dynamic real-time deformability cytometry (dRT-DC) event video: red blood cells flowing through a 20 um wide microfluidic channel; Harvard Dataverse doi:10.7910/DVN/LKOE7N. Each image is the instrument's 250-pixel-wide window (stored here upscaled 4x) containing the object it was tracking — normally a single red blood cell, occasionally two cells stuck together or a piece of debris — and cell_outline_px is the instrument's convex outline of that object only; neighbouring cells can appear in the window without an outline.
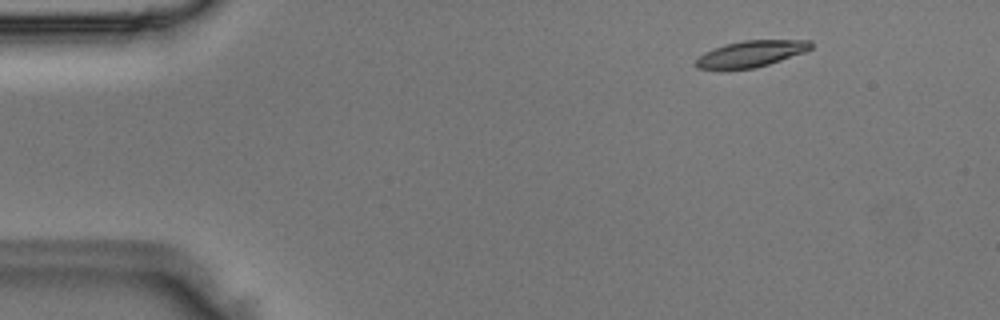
{"species": "Egyptian fruit bat (a non-hibernating species)", "species_latin": "Rousettus aegyptiacus", "temperature_condition": "room temperature", "stored_images_in_passage": 3, "camera_frame_rate_fps": 3000, "um_per_image_px": 0.085, "animal": {"sex": "male"}, "frame": {"image": 1, "passage_image": 1, "time_ms": 0.0, "image_size_px": [1000, 320], "cell_outline_px": [[812, 48], [804, 52], [756, 68], [724, 72], [720, 72], [696, 68], [692, 64], [704, 52], [724, 44], [744, 40], [812, 40]], "centroid_in_image_um": [63.72, 4.62], "position_along_channel_um": 21.3, "area_um2": 18.32}}
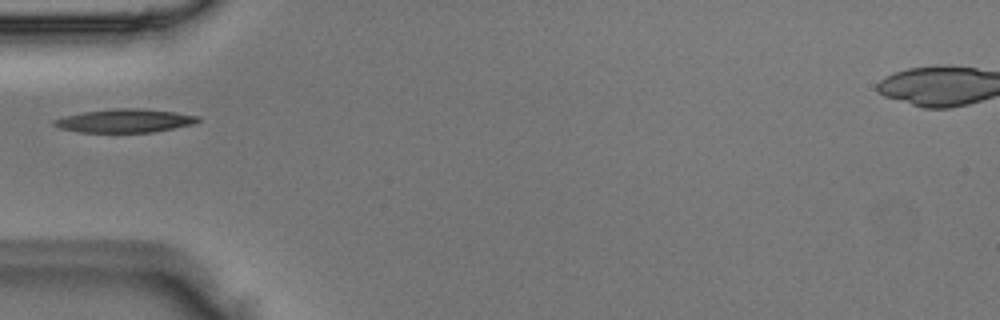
{"frame": {"image": 2, "passage_image": 3, "time_ms": 0.667, "image_size_px": [1000, 320], "cell_outline_px": [[200, 120], [192, 124], [152, 132], [80, 132], [60, 128], [52, 124], [52, 120], [64, 116], [84, 112], [112, 108], [144, 108], [176, 112], [200, 116]], "centroid_in_image_um": [10.6, 10.25], "position_along_channel_um": 74.4, "area_um2": 19.65}}